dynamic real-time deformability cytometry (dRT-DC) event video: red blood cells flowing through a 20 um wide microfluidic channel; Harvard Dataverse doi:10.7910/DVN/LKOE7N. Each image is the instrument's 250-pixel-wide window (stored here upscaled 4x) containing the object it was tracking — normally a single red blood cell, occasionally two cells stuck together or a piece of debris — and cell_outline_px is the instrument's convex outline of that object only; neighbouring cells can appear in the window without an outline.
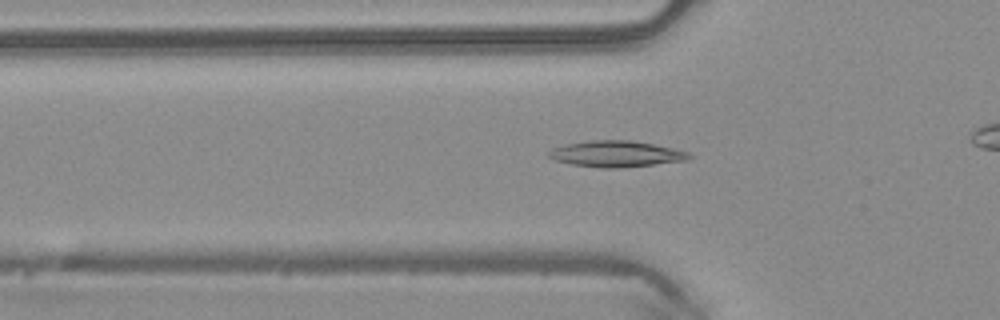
{"species": "common noctule bat (a hibernating species)", "species_latin": "Nyctalus noctula", "temperature_condition": "warm", "stored_images_in_passage": 40, "camera_frame_rate_fps": 3000, "um_per_image_px": 0.085, "animal": {"sex": "male", "body_mass_g": 20.4}, "frame": {"image": 1, "passage_image": 16, "time_ms": 5.0, "image_size_px": [1000, 320], "cell_outline_px": [[692, 156], [688, 160], [620, 168], [604, 168], [572, 164], [556, 160], [548, 156], [548, 152], [552, 148], [564, 144], [592, 140], [632, 140], [672, 148], [688, 152]], "centroid_in_image_um": [52.36, 13.07], "position_along_channel_um": 73.4, "area_um2": 21.21}}
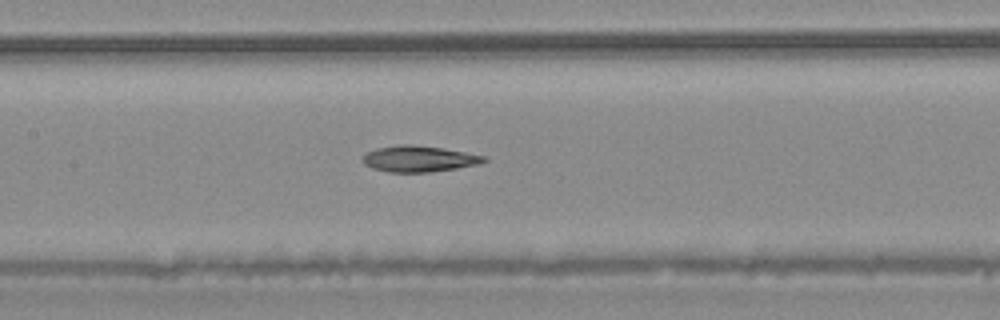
{"frame": {"image": 2, "passage_image": 23, "time_ms": 7.333, "image_size_px": [1000, 320], "cell_outline_px": [[488, 160], [480, 164], [456, 168], [428, 172], [388, 172], [372, 168], [364, 164], [360, 160], [368, 152], [376, 148], [404, 144], [412, 144], [444, 148], [484, 156]], "centroid_in_image_um": [35.59, 13.5], "position_along_channel_um": 171.8, "area_um2": 18.38}}
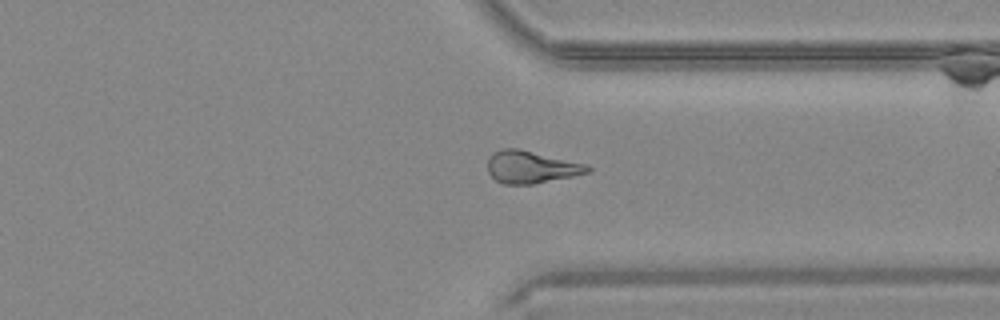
{"frame": {"image": 3, "passage_image": 37, "time_ms": 12.0, "image_size_px": [1000, 320], "cell_outline_px": [[592, 172], [532, 184], [504, 184], [496, 180], [488, 172], [488, 160], [492, 152], [500, 148], [520, 148], [588, 164], [592, 168]], "centroid_in_image_um": [45.17, 14.18], "position_along_channel_um": 366.2, "area_um2": 19.07}}